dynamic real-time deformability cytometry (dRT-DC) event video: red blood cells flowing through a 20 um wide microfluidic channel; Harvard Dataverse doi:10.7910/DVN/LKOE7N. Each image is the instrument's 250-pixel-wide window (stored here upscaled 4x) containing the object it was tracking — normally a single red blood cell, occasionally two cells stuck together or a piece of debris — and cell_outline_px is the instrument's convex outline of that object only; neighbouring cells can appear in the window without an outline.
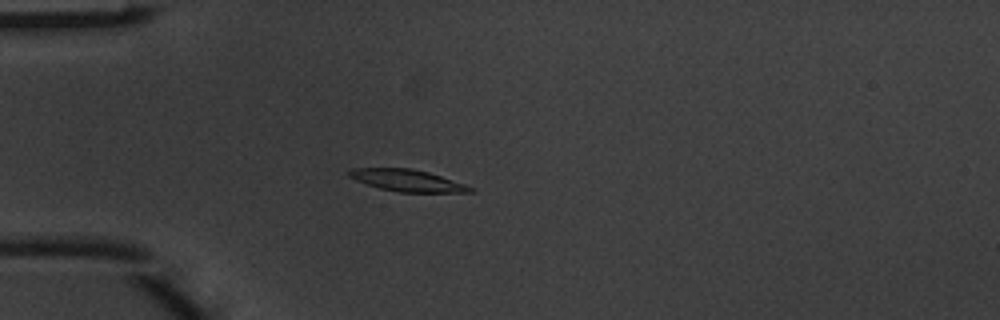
{"species": "common noctule bat (a hibernating species)", "species_latin": "Nyctalus noctula", "temperature_condition": "warm", "stored_images_in_passage": 6, "camera_frame_rate_fps": 3000, "um_per_image_px": 0.085, "animal": {"sex": "male", "body_mass_g": 20.1, "forearm_length_mm": 53.5}, "frame": {"image": 1, "passage_image": 5, "time_ms": 1.333, "image_size_px": [1000, 320], "cell_outline_px": [[476, 192], [400, 192], [380, 188], [356, 180], [348, 176], [348, 172], [352, 168], [412, 168], [428, 172], [476, 188]], "centroid_in_image_um": [34.64, 15.34], "position_along_channel_um": 50.4, "area_um2": 15.26}}